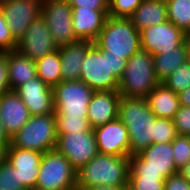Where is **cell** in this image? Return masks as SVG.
Here are the masks:
<instances>
[{
	"mask_svg": "<svg viewBox=\"0 0 190 190\" xmlns=\"http://www.w3.org/2000/svg\"><path fill=\"white\" fill-rule=\"evenodd\" d=\"M156 118L145 98L121 96L119 119L128 131L130 156L139 154L153 143Z\"/></svg>",
	"mask_w": 190,
	"mask_h": 190,
	"instance_id": "cell-1",
	"label": "cell"
},
{
	"mask_svg": "<svg viewBox=\"0 0 190 190\" xmlns=\"http://www.w3.org/2000/svg\"><path fill=\"white\" fill-rule=\"evenodd\" d=\"M126 64L127 60L93 44L82 63L80 80L94 91H118Z\"/></svg>",
	"mask_w": 190,
	"mask_h": 190,
	"instance_id": "cell-2",
	"label": "cell"
},
{
	"mask_svg": "<svg viewBox=\"0 0 190 190\" xmlns=\"http://www.w3.org/2000/svg\"><path fill=\"white\" fill-rule=\"evenodd\" d=\"M129 157L98 153L77 171V189L94 186L125 188L128 185Z\"/></svg>",
	"mask_w": 190,
	"mask_h": 190,
	"instance_id": "cell-3",
	"label": "cell"
},
{
	"mask_svg": "<svg viewBox=\"0 0 190 190\" xmlns=\"http://www.w3.org/2000/svg\"><path fill=\"white\" fill-rule=\"evenodd\" d=\"M94 44L98 48L108 51V55L120 56L125 60L142 49L140 32L131 20L111 16H108Z\"/></svg>",
	"mask_w": 190,
	"mask_h": 190,
	"instance_id": "cell-4",
	"label": "cell"
},
{
	"mask_svg": "<svg viewBox=\"0 0 190 190\" xmlns=\"http://www.w3.org/2000/svg\"><path fill=\"white\" fill-rule=\"evenodd\" d=\"M160 82L154 71L153 56L145 50L133 54L119 80L118 93L129 98H147Z\"/></svg>",
	"mask_w": 190,
	"mask_h": 190,
	"instance_id": "cell-5",
	"label": "cell"
},
{
	"mask_svg": "<svg viewBox=\"0 0 190 190\" xmlns=\"http://www.w3.org/2000/svg\"><path fill=\"white\" fill-rule=\"evenodd\" d=\"M179 173L173 158L172 142L152 143L129 157L128 177H164Z\"/></svg>",
	"mask_w": 190,
	"mask_h": 190,
	"instance_id": "cell-6",
	"label": "cell"
},
{
	"mask_svg": "<svg viewBox=\"0 0 190 190\" xmlns=\"http://www.w3.org/2000/svg\"><path fill=\"white\" fill-rule=\"evenodd\" d=\"M34 190H77V171L56 148L43 153Z\"/></svg>",
	"mask_w": 190,
	"mask_h": 190,
	"instance_id": "cell-7",
	"label": "cell"
},
{
	"mask_svg": "<svg viewBox=\"0 0 190 190\" xmlns=\"http://www.w3.org/2000/svg\"><path fill=\"white\" fill-rule=\"evenodd\" d=\"M57 128L54 113L33 115L11 138L13 146L45 153L56 148Z\"/></svg>",
	"mask_w": 190,
	"mask_h": 190,
	"instance_id": "cell-8",
	"label": "cell"
},
{
	"mask_svg": "<svg viewBox=\"0 0 190 190\" xmlns=\"http://www.w3.org/2000/svg\"><path fill=\"white\" fill-rule=\"evenodd\" d=\"M94 90L81 80L61 81L53 87L54 114L87 117V107Z\"/></svg>",
	"mask_w": 190,
	"mask_h": 190,
	"instance_id": "cell-9",
	"label": "cell"
},
{
	"mask_svg": "<svg viewBox=\"0 0 190 190\" xmlns=\"http://www.w3.org/2000/svg\"><path fill=\"white\" fill-rule=\"evenodd\" d=\"M41 16L58 47L78 41L73 30L72 7L66 0H43Z\"/></svg>",
	"mask_w": 190,
	"mask_h": 190,
	"instance_id": "cell-10",
	"label": "cell"
},
{
	"mask_svg": "<svg viewBox=\"0 0 190 190\" xmlns=\"http://www.w3.org/2000/svg\"><path fill=\"white\" fill-rule=\"evenodd\" d=\"M56 149L79 171L98 153L94 130L58 135Z\"/></svg>",
	"mask_w": 190,
	"mask_h": 190,
	"instance_id": "cell-11",
	"label": "cell"
},
{
	"mask_svg": "<svg viewBox=\"0 0 190 190\" xmlns=\"http://www.w3.org/2000/svg\"><path fill=\"white\" fill-rule=\"evenodd\" d=\"M141 48L152 56L171 51L186 39V33L169 20L140 31Z\"/></svg>",
	"mask_w": 190,
	"mask_h": 190,
	"instance_id": "cell-12",
	"label": "cell"
},
{
	"mask_svg": "<svg viewBox=\"0 0 190 190\" xmlns=\"http://www.w3.org/2000/svg\"><path fill=\"white\" fill-rule=\"evenodd\" d=\"M58 48L45 19L39 16L19 39L16 50L20 54L36 61Z\"/></svg>",
	"mask_w": 190,
	"mask_h": 190,
	"instance_id": "cell-13",
	"label": "cell"
},
{
	"mask_svg": "<svg viewBox=\"0 0 190 190\" xmlns=\"http://www.w3.org/2000/svg\"><path fill=\"white\" fill-rule=\"evenodd\" d=\"M43 0H9L1 9L11 35L18 42L31 23L41 16Z\"/></svg>",
	"mask_w": 190,
	"mask_h": 190,
	"instance_id": "cell-14",
	"label": "cell"
},
{
	"mask_svg": "<svg viewBox=\"0 0 190 190\" xmlns=\"http://www.w3.org/2000/svg\"><path fill=\"white\" fill-rule=\"evenodd\" d=\"M101 154L130 157V141L125 124L117 118L93 129Z\"/></svg>",
	"mask_w": 190,
	"mask_h": 190,
	"instance_id": "cell-15",
	"label": "cell"
},
{
	"mask_svg": "<svg viewBox=\"0 0 190 190\" xmlns=\"http://www.w3.org/2000/svg\"><path fill=\"white\" fill-rule=\"evenodd\" d=\"M42 155L41 152L22 149L11 143L7 147L6 161L17 168L18 181L26 190L35 189Z\"/></svg>",
	"mask_w": 190,
	"mask_h": 190,
	"instance_id": "cell-16",
	"label": "cell"
},
{
	"mask_svg": "<svg viewBox=\"0 0 190 190\" xmlns=\"http://www.w3.org/2000/svg\"><path fill=\"white\" fill-rule=\"evenodd\" d=\"M14 91L23 100L32 116L54 113L53 88L38 76L17 87Z\"/></svg>",
	"mask_w": 190,
	"mask_h": 190,
	"instance_id": "cell-17",
	"label": "cell"
},
{
	"mask_svg": "<svg viewBox=\"0 0 190 190\" xmlns=\"http://www.w3.org/2000/svg\"><path fill=\"white\" fill-rule=\"evenodd\" d=\"M118 91H94L87 107V119L92 129L119 118Z\"/></svg>",
	"mask_w": 190,
	"mask_h": 190,
	"instance_id": "cell-18",
	"label": "cell"
},
{
	"mask_svg": "<svg viewBox=\"0 0 190 190\" xmlns=\"http://www.w3.org/2000/svg\"><path fill=\"white\" fill-rule=\"evenodd\" d=\"M31 116L15 91H9L0 97V120L10 138L19 132Z\"/></svg>",
	"mask_w": 190,
	"mask_h": 190,
	"instance_id": "cell-19",
	"label": "cell"
},
{
	"mask_svg": "<svg viewBox=\"0 0 190 190\" xmlns=\"http://www.w3.org/2000/svg\"><path fill=\"white\" fill-rule=\"evenodd\" d=\"M108 18V10L72 8V23L78 40L94 42L100 34Z\"/></svg>",
	"mask_w": 190,
	"mask_h": 190,
	"instance_id": "cell-20",
	"label": "cell"
},
{
	"mask_svg": "<svg viewBox=\"0 0 190 190\" xmlns=\"http://www.w3.org/2000/svg\"><path fill=\"white\" fill-rule=\"evenodd\" d=\"M94 42L87 40H78L60 46L61 57V78L62 81H77L81 78L82 63L86 57L87 50Z\"/></svg>",
	"mask_w": 190,
	"mask_h": 190,
	"instance_id": "cell-21",
	"label": "cell"
},
{
	"mask_svg": "<svg viewBox=\"0 0 190 190\" xmlns=\"http://www.w3.org/2000/svg\"><path fill=\"white\" fill-rule=\"evenodd\" d=\"M150 110L159 118L173 119L180 107L178 94L159 83L146 98Z\"/></svg>",
	"mask_w": 190,
	"mask_h": 190,
	"instance_id": "cell-22",
	"label": "cell"
},
{
	"mask_svg": "<svg viewBox=\"0 0 190 190\" xmlns=\"http://www.w3.org/2000/svg\"><path fill=\"white\" fill-rule=\"evenodd\" d=\"M129 19L139 32L152 25L161 24L168 20L167 4L160 0H143Z\"/></svg>",
	"mask_w": 190,
	"mask_h": 190,
	"instance_id": "cell-23",
	"label": "cell"
},
{
	"mask_svg": "<svg viewBox=\"0 0 190 190\" xmlns=\"http://www.w3.org/2000/svg\"><path fill=\"white\" fill-rule=\"evenodd\" d=\"M8 76L11 91L37 77L36 63L17 50L8 51Z\"/></svg>",
	"mask_w": 190,
	"mask_h": 190,
	"instance_id": "cell-24",
	"label": "cell"
},
{
	"mask_svg": "<svg viewBox=\"0 0 190 190\" xmlns=\"http://www.w3.org/2000/svg\"><path fill=\"white\" fill-rule=\"evenodd\" d=\"M156 78L162 83L179 66L187 61L186 40L178 47L168 52L153 56Z\"/></svg>",
	"mask_w": 190,
	"mask_h": 190,
	"instance_id": "cell-25",
	"label": "cell"
},
{
	"mask_svg": "<svg viewBox=\"0 0 190 190\" xmlns=\"http://www.w3.org/2000/svg\"><path fill=\"white\" fill-rule=\"evenodd\" d=\"M37 76L50 87H54L62 81L61 57L59 49L45 55L35 61Z\"/></svg>",
	"mask_w": 190,
	"mask_h": 190,
	"instance_id": "cell-26",
	"label": "cell"
},
{
	"mask_svg": "<svg viewBox=\"0 0 190 190\" xmlns=\"http://www.w3.org/2000/svg\"><path fill=\"white\" fill-rule=\"evenodd\" d=\"M168 20L185 33L190 29V0H168Z\"/></svg>",
	"mask_w": 190,
	"mask_h": 190,
	"instance_id": "cell-27",
	"label": "cell"
},
{
	"mask_svg": "<svg viewBox=\"0 0 190 190\" xmlns=\"http://www.w3.org/2000/svg\"><path fill=\"white\" fill-rule=\"evenodd\" d=\"M57 135L89 131L91 126L87 117H69L55 114Z\"/></svg>",
	"mask_w": 190,
	"mask_h": 190,
	"instance_id": "cell-28",
	"label": "cell"
},
{
	"mask_svg": "<svg viewBox=\"0 0 190 190\" xmlns=\"http://www.w3.org/2000/svg\"><path fill=\"white\" fill-rule=\"evenodd\" d=\"M162 83L177 94L190 87V63L186 61Z\"/></svg>",
	"mask_w": 190,
	"mask_h": 190,
	"instance_id": "cell-29",
	"label": "cell"
},
{
	"mask_svg": "<svg viewBox=\"0 0 190 190\" xmlns=\"http://www.w3.org/2000/svg\"><path fill=\"white\" fill-rule=\"evenodd\" d=\"M174 164L179 171L190 161V136L177 135L172 141Z\"/></svg>",
	"mask_w": 190,
	"mask_h": 190,
	"instance_id": "cell-30",
	"label": "cell"
},
{
	"mask_svg": "<svg viewBox=\"0 0 190 190\" xmlns=\"http://www.w3.org/2000/svg\"><path fill=\"white\" fill-rule=\"evenodd\" d=\"M143 0H108V16L129 18Z\"/></svg>",
	"mask_w": 190,
	"mask_h": 190,
	"instance_id": "cell-31",
	"label": "cell"
},
{
	"mask_svg": "<svg viewBox=\"0 0 190 190\" xmlns=\"http://www.w3.org/2000/svg\"><path fill=\"white\" fill-rule=\"evenodd\" d=\"M0 190H26L18 181L17 168L6 160L0 163Z\"/></svg>",
	"mask_w": 190,
	"mask_h": 190,
	"instance_id": "cell-32",
	"label": "cell"
},
{
	"mask_svg": "<svg viewBox=\"0 0 190 190\" xmlns=\"http://www.w3.org/2000/svg\"><path fill=\"white\" fill-rule=\"evenodd\" d=\"M176 137L177 131L172 119L157 117L155 120V137H153V143L172 142Z\"/></svg>",
	"mask_w": 190,
	"mask_h": 190,
	"instance_id": "cell-33",
	"label": "cell"
},
{
	"mask_svg": "<svg viewBox=\"0 0 190 190\" xmlns=\"http://www.w3.org/2000/svg\"><path fill=\"white\" fill-rule=\"evenodd\" d=\"M164 177H128L132 190H164Z\"/></svg>",
	"mask_w": 190,
	"mask_h": 190,
	"instance_id": "cell-34",
	"label": "cell"
},
{
	"mask_svg": "<svg viewBox=\"0 0 190 190\" xmlns=\"http://www.w3.org/2000/svg\"><path fill=\"white\" fill-rule=\"evenodd\" d=\"M172 121L177 135L190 136V107L180 105Z\"/></svg>",
	"mask_w": 190,
	"mask_h": 190,
	"instance_id": "cell-35",
	"label": "cell"
},
{
	"mask_svg": "<svg viewBox=\"0 0 190 190\" xmlns=\"http://www.w3.org/2000/svg\"><path fill=\"white\" fill-rule=\"evenodd\" d=\"M17 41L11 35L0 6V52L16 50Z\"/></svg>",
	"mask_w": 190,
	"mask_h": 190,
	"instance_id": "cell-36",
	"label": "cell"
},
{
	"mask_svg": "<svg viewBox=\"0 0 190 190\" xmlns=\"http://www.w3.org/2000/svg\"><path fill=\"white\" fill-rule=\"evenodd\" d=\"M9 91L8 52H0V97Z\"/></svg>",
	"mask_w": 190,
	"mask_h": 190,
	"instance_id": "cell-37",
	"label": "cell"
},
{
	"mask_svg": "<svg viewBox=\"0 0 190 190\" xmlns=\"http://www.w3.org/2000/svg\"><path fill=\"white\" fill-rule=\"evenodd\" d=\"M164 190H190V182L180 173L170 175L164 181Z\"/></svg>",
	"mask_w": 190,
	"mask_h": 190,
	"instance_id": "cell-38",
	"label": "cell"
},
{
	"mask_svg": "<svg viewBox=\"0 0 190 190\" xmlns=\"http://www.w3.org/2000/svg\"><path fill=\"white\" fill-rule=\"evenodd\" d=\"M70 6H81V9L108 10V0H66Z\"/></svg>",
	"mask_w": 190,
	"mask_h": 190,
	"instance_id": "cell-39",
	"label": "cell"
},
{
	"mask_svg": "<svg viewBox=\"0 0 190 190\" xmlns=\"http://www.w3.org/2000/svg\"><path fill=\"white\" fill-rule=\"evenodd\" d=\"M180 105L190 107V87L178 93Z\"/></svg>",
	"mask_w": 190,
	"mask_h": 190,
	"instance_id": "cell-40",
	"label": "cell"
},
{
	"mask_svg": "<svg viewBox=\"0 0 190 190\" xmlns=\"http://www.w3.org/2000/svg\"><path fill=\"white\" fill-rule=\"evenodd\" d=\"M0 143L2 145H9L11 143V138L7 134L4 125L0 120Z\"/></svg>",
	"mask_w": 190,
	"mask_h": 190,
	"instance_id": "cell-41",
	"label": "cell"
},
{
	"mask_svg": "<svg viewBox=\"0 0 190 190\" xmlns=\"http://www.w3.org/2000/svg\"><path fill=\"white\" fill-rule=\"evenodd\" d=\"M179 173L190 182V161L179 170Z\"/></svg>",
	"mask_w": 190,
	"mask_h": 190,
	"instance_id": "cell-42",
	"label": "cell"
},
{
	"mask_svg": "<svg viewBox=\"0 0 190 190\" xmlns=\"http://www.w3.org/2000/svg\"><path fill=\"white\" fill-rule=\"evenodd\" d=\"M77 190H124V188H115V187H109V186H94L87 189H77Z\"/></svg>",
	"mask_w": 190,
	"mask_h": 190,
	"instance_id": "cell-43",
	"label": "cell"
},
{
	"mask_svg": "<svg viewBox=\"0 0 190 190\" xmlns=\"http://www.w3.org/2000/svg\"><path fill=\"white\" fill-rule=\"evenodd\" d=\"M9 145H2L0 143V163L6 160V150Z\"/></svg>",
	"mask_w": 190,
	"mask_h": 190,
	"instance_id": "cell-44",
	"label": "cell"
},
{
	"mask_svg": "<svg viewBox=\"0 0 190 190\" xmlns=\"http://www.w3.org/2000/svg\"><path fill=\"white\" fill-rule=\"evenodd\" d=\"M186 45H187V61L190 63V36H186Z\"/></svg>",
	"mask_w": 190,
	"mask_h": 190,
	"instance_id": "cell-45",
	"label": "cell"
},
{
	"mask_svg": "<svg viewBox=\"0 0 190 190\" xmlns=\"http://www.w3.org/2000/svg\"><path fill=\"white\" fill-rule=\"evenodd\" d=\"M9 0H0V6Z\"/></svg>",
	"mask_w": 190,
	"mask_h": 190,
	"instance_id": "cell-46",
	"label": "cell"
},
{
	"mask_svg": "<svg viewBox=\"0 0 190 190\" xmlns=\"http://www.w3.org/2000/svg\"><path fill=\"white\" fill-rule=\"evenodd\" d=\"M124 190H132L128 185L124 188Z\"/></svg>",
	"mask_w": 190,
	"mask_h": 190,
	"instance_id": "cell-47",
	"label": "cell"
},
{
	"mask_svg": "<svg viewBox=\"0 0 190 190\" xmlns=\"http://www.w3.org/2000/svg\"><path fill=\"white\" fill-rule=\"evenodd\" d=\"M186 36H190V29L186 32Z\"/></svg>",
	"mask_w": 190,
	"mask_h": 190,
	"instance_id": "cell-48",
	"label": "cell"
}]
</instances>
